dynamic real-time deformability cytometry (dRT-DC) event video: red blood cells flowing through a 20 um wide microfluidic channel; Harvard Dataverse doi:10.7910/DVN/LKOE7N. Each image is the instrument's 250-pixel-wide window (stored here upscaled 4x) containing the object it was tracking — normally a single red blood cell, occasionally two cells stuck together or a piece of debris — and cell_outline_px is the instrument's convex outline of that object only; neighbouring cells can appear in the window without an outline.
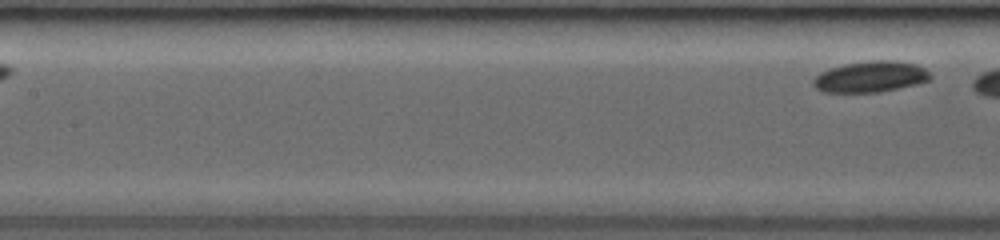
{"species": "common noctule bat (a hibernating species)", "species_latin": "Nyctalus noctula", "temperature_condition": "room temperature", "stored_images_in_passage": 6, "segment_of_instrument_passage": [2, 2], "camera_frame_rate_fps": 3000, "um_per_image_px": 0.085, "animal": {"sex": "female", "body_mass_g": 19.0, "forearm_length_mm": 53.3}, "frame": {"image": 1, "passage_image": 6, "time_ms": 1.667, "image_size_px": [1000, 240], "cell_outline_px": [[932, 76], [928, 80], [916, 84], [880, 92], [824, 92], [816, 88], [812, 84], [812, 80], [820, 72], [844, 64], [872, 60], [892, 60], [916, 64], [924, 68]], "centroid_in_image_um": [73.98, 6.52], "position_along_channel_um": 133.4, "area_um2": 21.04}}